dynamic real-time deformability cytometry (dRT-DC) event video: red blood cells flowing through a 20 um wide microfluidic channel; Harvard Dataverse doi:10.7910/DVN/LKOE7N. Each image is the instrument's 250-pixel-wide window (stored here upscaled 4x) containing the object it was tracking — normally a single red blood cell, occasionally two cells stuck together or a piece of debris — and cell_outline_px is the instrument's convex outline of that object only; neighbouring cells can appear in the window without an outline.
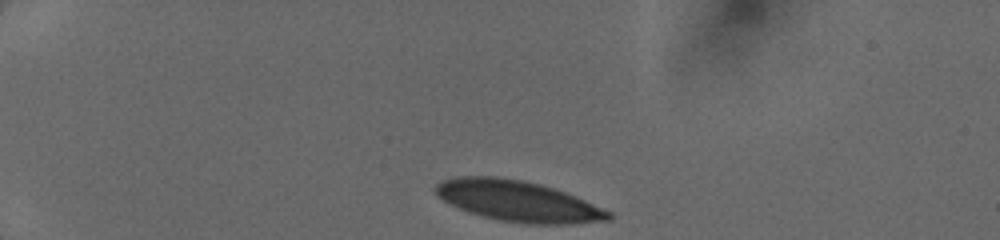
{"species": "human", "species_latin": "Homo sapiens", "temperature_condition": "cold", "stored_images_in_passage": 25, "camera_frame_rate_fps": 3000, "um_per_image_px": 0.085, "donor": {"sex": "female"}, "frame": {"image": 1, "passage_image": 1, "time_ms": 0.0, "image_size_px": [1000, 240], "cell_outline_px": [[612, 220], [572, 224], [524, 224], [500, 220], [468, 212], [436, 196], [432, 188], [436, 184], [444, 180], [456, 176], [496, 176], [520, 180], [540, 184], [576, 196], [612, 212]], "centroid_in_image_um": [44.03, 17.1], "position_along_channel_um": 41.0, "area_um2": 41.15}}
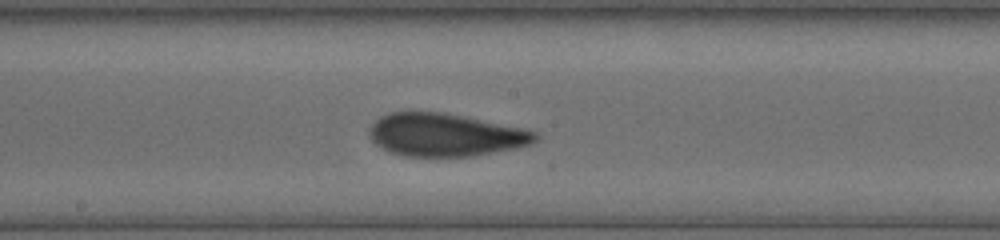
{"frame": {"image": 2, "passage_image": 16, "time_ms": 5.667, "image_size_px": [1000, 240], "cell_outline_px": [[540, 140], [532, 144], [516, 148], [472, 156], [404, 156], [388, 152], [380, 148], [368, 136], [368, 132], [372, 124], [380, 116], [392, 112], [440, 112], [524, 128], [536, 132], [540, 136]], "centroid_in_image_um": [37.85, 11.47], "position_along_channel_um": 210.3, "area_um2": 41.5}}
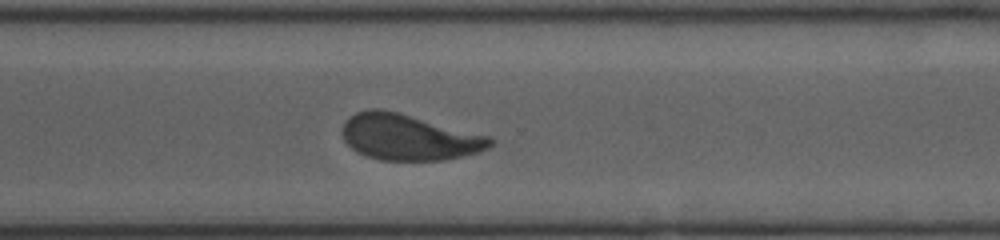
{"frame": {"image": 3, "passage_image": 25, "time_ms": 8.667, "image_size_px": [1000, 240], "cell_outline_px": [[496, 140], [488, 148], [464, 156], [444, 160], [380, 160], [356, 152], [344, 140], [344, 120], [348, 116], [356, 112], [372, 108], [380, 108], [396, 112], [488, 136]], "centroid_in_image_um": [34.72, 11.67], "position_along_channel_um": 335.9, "area_um2": 39.13}}